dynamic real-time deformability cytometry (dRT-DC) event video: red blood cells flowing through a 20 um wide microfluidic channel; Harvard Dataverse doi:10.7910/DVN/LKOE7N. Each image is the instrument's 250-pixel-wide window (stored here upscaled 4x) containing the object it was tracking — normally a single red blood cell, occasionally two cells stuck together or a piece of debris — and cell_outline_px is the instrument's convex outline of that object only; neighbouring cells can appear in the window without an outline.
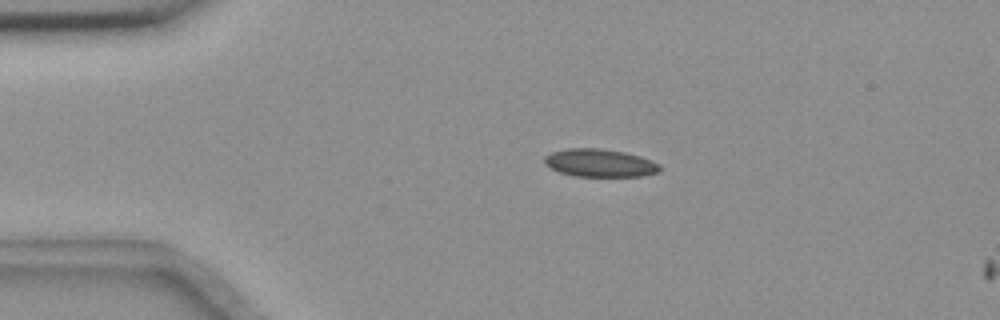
{"species": "common noctule bat (a hibernating species)", "species_latin": "Nyctalus noctula", "temperature_condition": "room temperature", "stored_images_in_passage": 3, "camera_frame_rate_fps": 3000, "um_per_image_px": 0.085, "animal": {"sex": "female", "body_mass_g": 18.4}, "frame": {"image": 1, "passage_image": 2, "time_ms": 2.667, "image_size_px": [1000, 320], "cell_outline_px": [[660, 172], [640, 176], [576, 176], [560, 172], [544, 164], [544, 156], [552, 152], [568, 148], [600, 148], [624, 152], [640, 156], [660, 164]], "centroid_in_image_um": [50.98, 13.85], "position_along_channel_um": 34.0, "area_um2": 18.67}}